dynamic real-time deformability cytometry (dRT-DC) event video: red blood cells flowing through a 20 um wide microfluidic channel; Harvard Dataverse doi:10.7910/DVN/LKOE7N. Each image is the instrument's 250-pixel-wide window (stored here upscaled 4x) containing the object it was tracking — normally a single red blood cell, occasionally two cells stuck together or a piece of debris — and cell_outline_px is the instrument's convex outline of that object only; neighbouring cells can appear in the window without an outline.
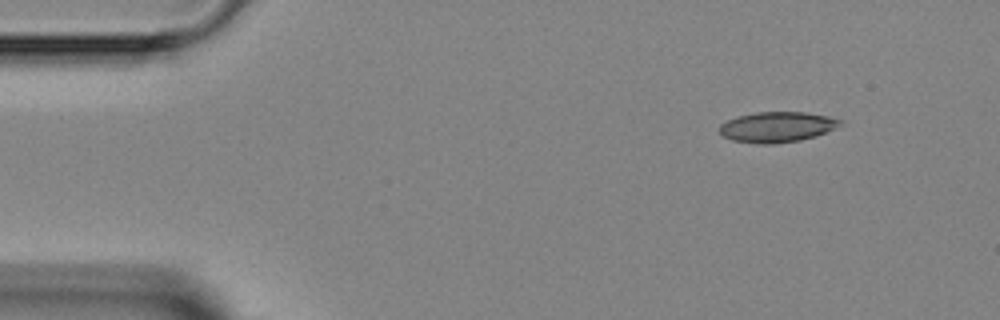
{"species": "Egyptian fruit bat (a non-hibernating species)", "species_latin": "Rousettus aegyptiacus", "temperature_condition": "room temperature", "stored_images_in_passage": 11, "camera_frame_rate_fps": 3000, "um_per_image_px": 0.085, "animal": {"sex": "female"}, "frame": {"image": 1, "passage_image": 1, "time_ms": 0.0, "image_size_px": [1000, 320], "cell_outline_px": [[844, 124], [836, 128], [816, 136], [800, 140], [772, 144], [760, 144], [732, 140], [724, 136], [720, 132], [720, 124], [736, 116], [756, 112], [804, 112], [828, 116], [844, 120]], "centroid_in_image_um": [66.09, 10.79], "position_along_channel_um": 18.9, "area_um2": 21.5}}